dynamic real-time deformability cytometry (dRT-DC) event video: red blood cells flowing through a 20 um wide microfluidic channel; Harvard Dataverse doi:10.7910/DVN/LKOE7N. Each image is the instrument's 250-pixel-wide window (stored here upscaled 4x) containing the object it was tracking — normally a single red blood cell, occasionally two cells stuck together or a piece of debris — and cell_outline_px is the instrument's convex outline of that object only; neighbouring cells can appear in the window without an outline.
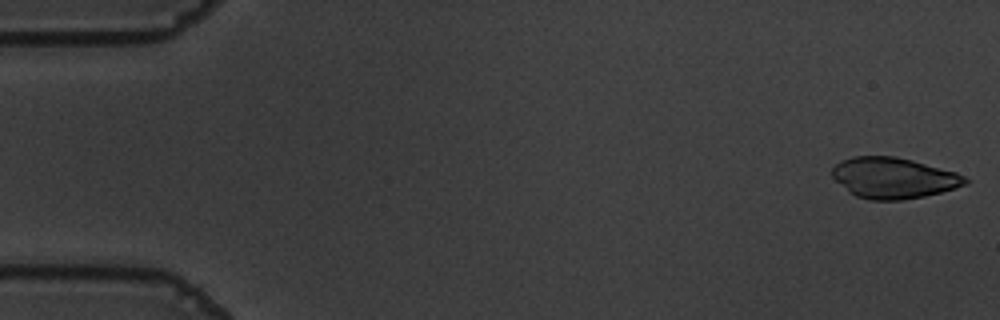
{"species": "common noctule bat (a hibernating species)", "species_latin": "Nyctalus noctula", "temperature_condition": "warm", "stored_images_in_passage": 54, "camera_frame_rate_fps": 3000, "um_per_image_px": 0.085, "animal": {"sex": "male", "body_mass_g": 19.5, "forearm_length_mm": 54.6}, "frame": {"image": 1, "passage_image": 1, "time_ms": 0.0, "image_size_px": [1000, 320], "cell_outline_px": [[972, 180], [968, 184], [940, 192], [924, 196], [904, 200], [868, 200], [856, 196], [848, 192], [832, 176], [832, 168], [840, 160], [852, 156], [896, 156], [912, 160], [956, 172]], "centroid_in_image_um": [75.95, 15.12], "position_along_channel_um": 9.1, "area_um2": 31.85}}